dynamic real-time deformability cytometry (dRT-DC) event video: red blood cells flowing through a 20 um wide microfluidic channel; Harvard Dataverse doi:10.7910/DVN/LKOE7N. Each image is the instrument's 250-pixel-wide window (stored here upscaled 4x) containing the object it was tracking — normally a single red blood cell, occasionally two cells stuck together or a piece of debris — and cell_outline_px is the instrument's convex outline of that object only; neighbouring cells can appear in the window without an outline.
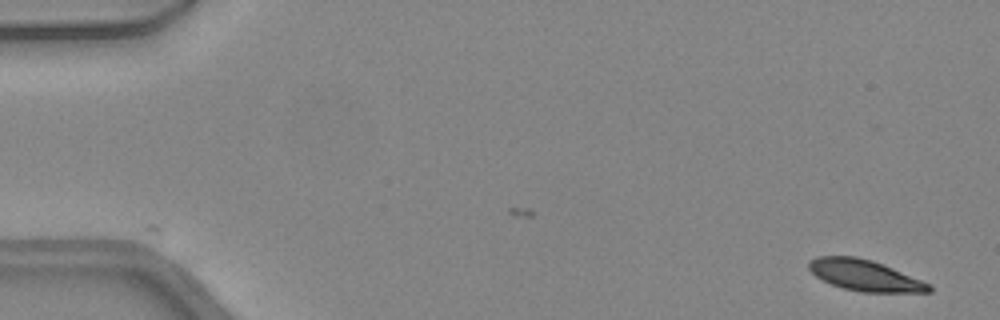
{"species": "common noctule bat (a hibernating species)", "species_latin": "Nyctalus noctula", "temperature_condition": "warm", "stored_images_in_passage": 46, "camera_frame_rate_fps": 3000, "um_per_image_px": 0.085, "animal": {"sex": "female", "body_mass_g": 24.6, "forearm_length_mm": 56.2}, "frame": {"image": 1, "passage_image": 1, "time_ms": 0.0, "image_size_px": [1000, 320], "cell_outline_px": [[932, 292], [860, 292], [844, 288], [832, 284], [816, 276], [808, 268], [808, 260], [816, 256], [856, 256], [872, 260], [892, 268], [920, 280], [928, 284], [932, 288]], "centroid_in_image_um": [73.46, 23.39], "position_along_channel_um": 11.5, "area_um2": 21.44}}
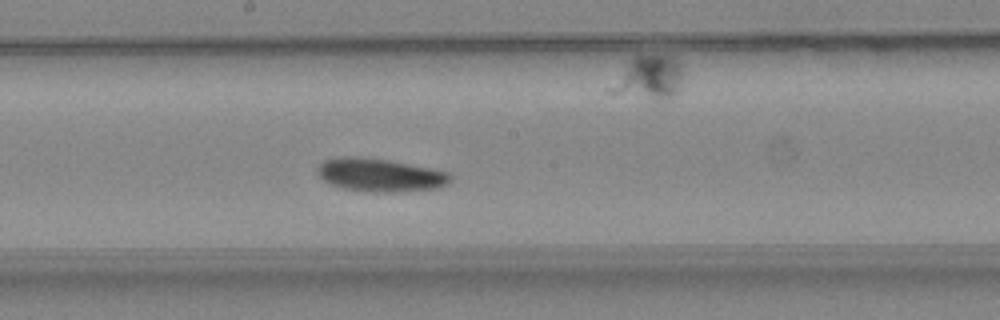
{"frame": {"image": 2, "passage_image": 25, "time_ms": 8.0, "image_size_px": [1000, 320], "cell_outline_px": [[452, 180], [448, 184], [440, 188], [400, 192], [372, 192], [344, 188], [332, 184], [324, 180], [316, 172], [316, 168], [324, 160], [340, 156], [352, 156], [388, 160], [432, 168], [448, 172], [452, 176]], "centroid_in_image_um": [32.34, 14.88], "position_along_channel_um": 215.9, "area_um2": 25.84}}
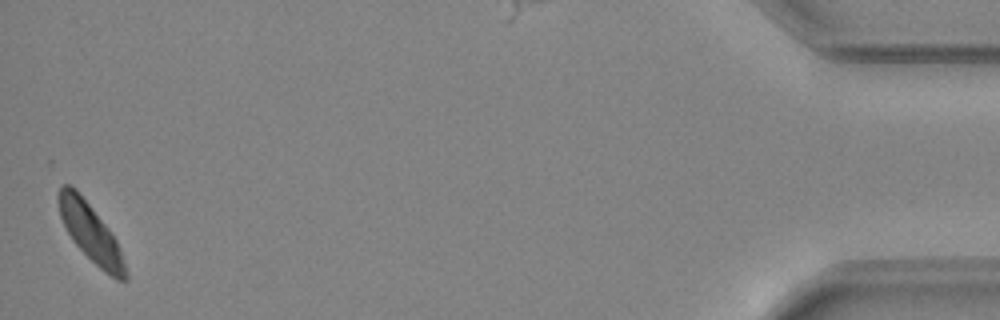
{"frame": {"image": 3, "passage_image": 46, "time_ms": 15.0, "image_size_px": [1000, 320], "cell_outline_px": [[128, 280], [116, 280], [104, 272], [72, 240], [60, 216], [56, 200], [56, 196], [60, 188], [64, 184], [68, 184], [76, 188], [108, 228], [116, 240], [128, 272]], "centroid_in_image_um": [7.69, 19.77], "position_along_channel_um": 427.5, "area_um2": 22.37}, "authors_computed_cell_mechanics": {"area_um2": 23.9292, "velocity_mm_per_s": 4.3352, "shape_relaxation_time_tau1_ms": 3.0397, "shape_relaxation_time_tau2_ms": null, "deformation_change_tau1": 0.0971, "deformation_change_tau2": null}}